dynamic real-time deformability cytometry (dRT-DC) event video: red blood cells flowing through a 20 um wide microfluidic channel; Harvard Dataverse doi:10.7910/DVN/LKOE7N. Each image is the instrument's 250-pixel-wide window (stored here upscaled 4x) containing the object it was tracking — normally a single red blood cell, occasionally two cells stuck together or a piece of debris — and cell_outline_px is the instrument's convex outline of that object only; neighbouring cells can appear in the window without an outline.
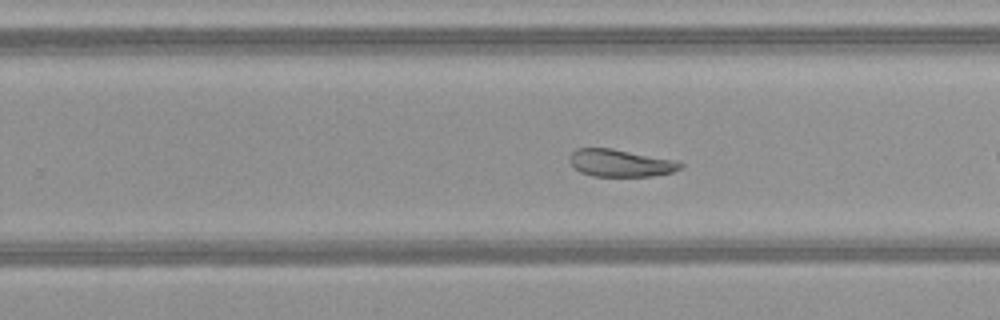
{"species": "common noctule bat (a hibernating species)", "species_latin": "Nyctalus noctula", "temperature_condition": "warm", "stored_images_in_passage": 27, "camera_frame_rate_fps": 3000, "um_per_image_px": 0.085, "animal": {"sex": "female", "body_mass_g": 21.9}, "frame": {"image": 1, "passage_image": 16, "time_ms": 5.0, "image_size_px": [1000, 320], "cell_outline_px": [[684, 164], [680, 168], [672, 172], [652, 176], [592, 176], [580, 172], [568, 160], [568, 156], [576, 148], [612, 148], [680, 160]], "centroid_in_image_um": [52.76, 13.84], "position_along_channel_um": 277.0, "area_um2": 17.92}}